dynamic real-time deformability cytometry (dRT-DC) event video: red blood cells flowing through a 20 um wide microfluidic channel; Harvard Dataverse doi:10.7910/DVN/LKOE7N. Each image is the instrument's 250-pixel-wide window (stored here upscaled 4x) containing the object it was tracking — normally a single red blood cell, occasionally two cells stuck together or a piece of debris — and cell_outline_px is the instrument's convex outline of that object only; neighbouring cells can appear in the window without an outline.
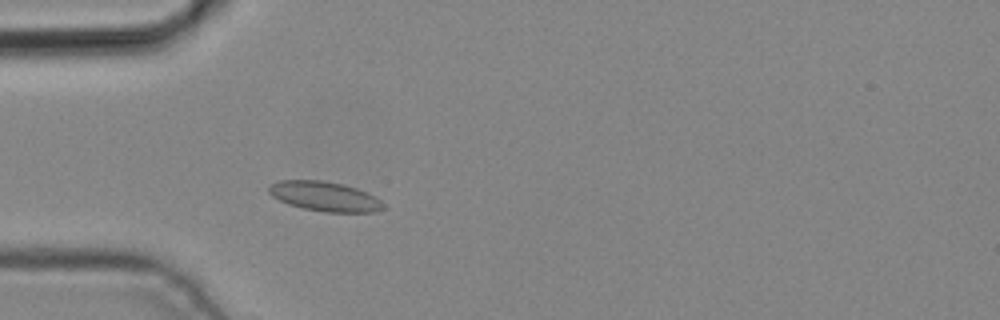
{"species": "common noctule bat (a hibernating species)", "species_latin": "Nyctalus noctula", "temperature_condition": "cold", "stored_images_in_passage": 3, "camera_frame_rate_fps": 3000, "um_per_image_px": 0.085, "animal": {"sex": "male", "body_mass_g": 19.2, "forearm_length_mm": 51.8}, "frame": {"image": 1, "passage_image": 3, "time_ms": 0.667, "image_size_px": [1000, 320], "cell_outline_px": [[384, 208], [376, 212], [324, 212], [304, 208], [288, 204], [272, 196], [268, 192], [268, 188], [272, 184], [280, 180], [320, 180], [344, 184], [356, 188], [380, 200], [384, 204]], "centroid_in_image_um": [27.59, 16.69], "position_along_channel_um": 57.4, "area_um2": 19.59}}